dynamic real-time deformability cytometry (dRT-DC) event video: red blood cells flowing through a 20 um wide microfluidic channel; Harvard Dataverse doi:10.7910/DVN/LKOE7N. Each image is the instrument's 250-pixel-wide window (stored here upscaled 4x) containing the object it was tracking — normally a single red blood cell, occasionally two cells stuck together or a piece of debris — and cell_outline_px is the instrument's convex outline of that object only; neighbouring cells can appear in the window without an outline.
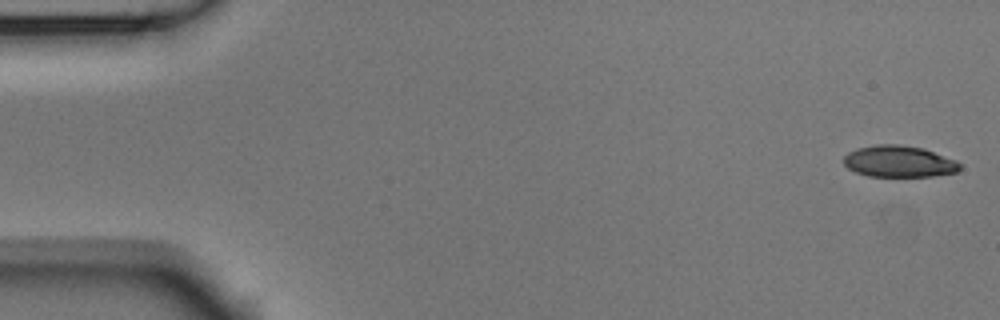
{"species": "Egyptian fruit bat (a non-hibernating species)", "species_latin": "Rousettus aegyptiacus", "temperature_condition": "room temperature", "stored_images_in_passage": 5, "camera_frame_rate_fps": 3000, "um_per_image_px": 0.085, "animal": {"sex": "male"}, "frame": {"image": 1, "passage_image": 1, "time_ms": 0.0, "image_size_px": [1000, 320], "cell_outline_px": [[960, 168], [956, 172], [932, 176], [868, 176], [856, 172], [848, 168], [844, 164], [844, 156], [848, 152], [856, 148], [876, 144], [900, 144], [924, 148], [956, 160], [960, 164]], "centroid_in_image_um": [76.4, 13.71], "position_along_channel_um": 8.6, "area_um2": 21.39}}
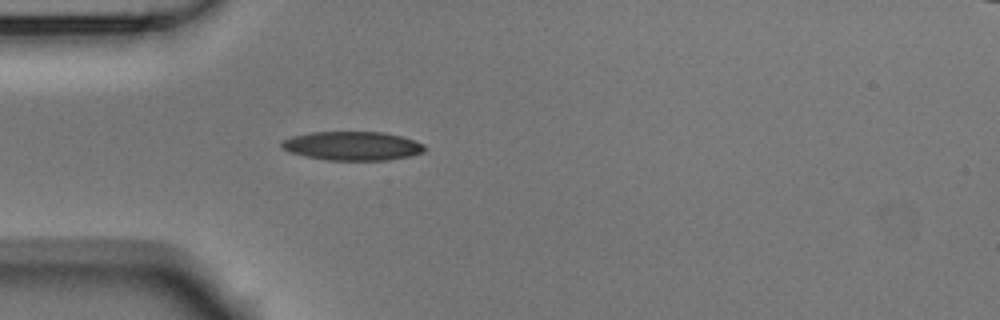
{"frame": {"image": 2, "passage_image": 5, "time_ms": 1.333, "image_size_px": [1000, 320], "cell_outline_px": [[424, 152], [408, 156], [388, 160], [328, 160], [304, 156], [288, 152], [280, 148], [280, 140], [292, 136], [312, 132], [384, 132], [400, 136], [424, 144]], "centroid_in_image_um": [29.88, 12.4], "position_along_channel_um": 55.1, "area_um2": 24.1}}